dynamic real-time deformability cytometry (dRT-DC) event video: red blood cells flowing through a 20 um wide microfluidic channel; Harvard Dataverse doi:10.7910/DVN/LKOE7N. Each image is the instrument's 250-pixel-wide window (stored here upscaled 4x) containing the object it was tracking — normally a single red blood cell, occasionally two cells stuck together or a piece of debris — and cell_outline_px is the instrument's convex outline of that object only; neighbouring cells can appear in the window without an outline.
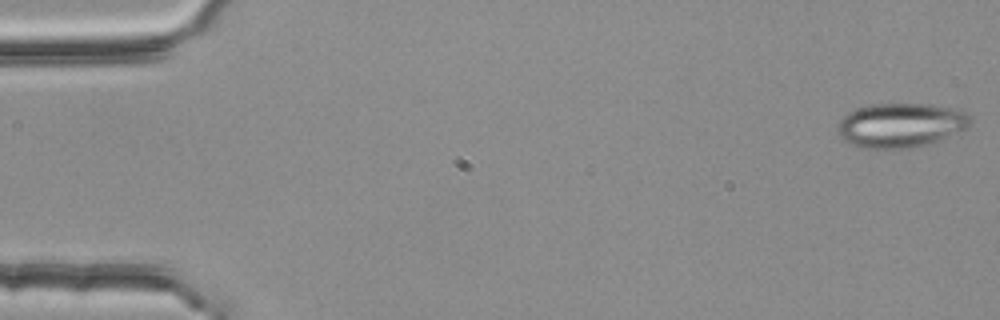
{"species": "common noctule bat (a hibernating species)", "species_latin": "Nyctalus noctula", "temperature_condition": "room temperature", "stored_images_in_passage": 54, "camera_frame_rate_fps": 3000, "um_per_image_px": 0.085, "animal": {"sex": "female", "body_mass_g": 25.1}, "frame": {"image": 1, "passage_image": 1, "time_ms": 0.0, "image_size_px": [1000, 320], "cell_outline_px": [[968, 128], [936, 140], [924, 144], [900, 148], [868, 148], [852, 144], [844, 140], [840, 136], [836, 128], [840, 120], [844, 116], [868, 104], [928, 104], [948, 108], [964, 112], [968, 116]], "centroid_in_image_um": [76.5, 10.63], "position_along_channel_um": 8.5, "area_um2": 33.23}}
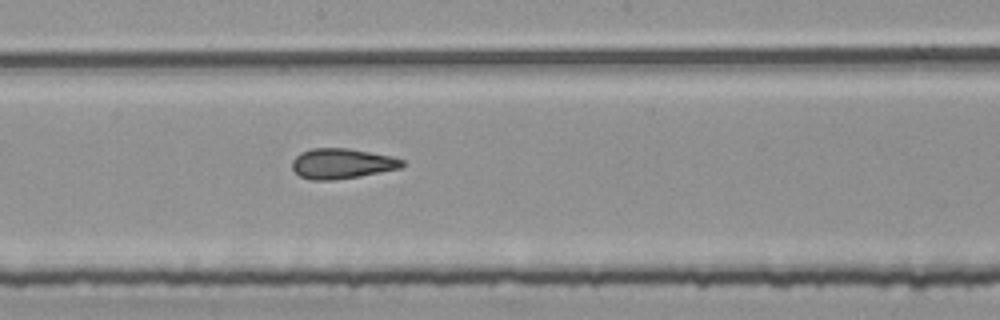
{"frame": {"image": 2, "passage_image": 29, "time_ms": 9.333, "image_size_px": [1000, 320], "cell_outline_px": [[404, 164], [400, 168], [360, 176], [332, 180], [312, 180], [300, 176], [292, 168], [292, 160], [300, 152], [312, 148], [348, 148], [392, 156], [404, 160]], "centroid_in_image_um": [29.05, 13.9], "position_along_channel_um": 219.2, "area_um2": 19.36}}
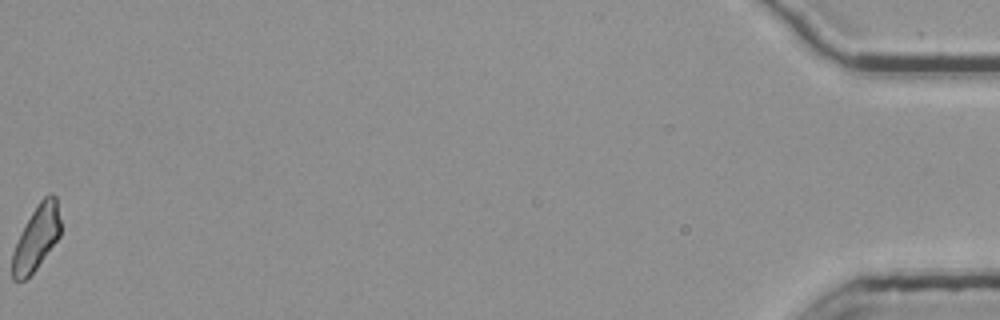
{"frame": {"image": 3, "passage_image": 54, "time_ms": 17.667, "image_size_px": [1000, 320], "cell_outline_px": [[60, 236], [36, 268], [24, 280], [12, 280], [12, 252], [32, 212], [40, 200], [44, 196], [52, 192], [56, 196], [60, 220]], "centroid_in_image_um": [3.11, 20.2], "position_along_channel_um": 432.1, "area_um2": 17.74}, "authors_computed_cell_mechanics": {"area_um2": 19.2474, "velocity_mm_per_s": 3.8134, "shape_relaxation_time_tau1_ms": null, "shape_relaxation_time_tau2_ms": 2.3738, "deformation_change_tau1": null, "deformation_change_tau2": 0.1192}}